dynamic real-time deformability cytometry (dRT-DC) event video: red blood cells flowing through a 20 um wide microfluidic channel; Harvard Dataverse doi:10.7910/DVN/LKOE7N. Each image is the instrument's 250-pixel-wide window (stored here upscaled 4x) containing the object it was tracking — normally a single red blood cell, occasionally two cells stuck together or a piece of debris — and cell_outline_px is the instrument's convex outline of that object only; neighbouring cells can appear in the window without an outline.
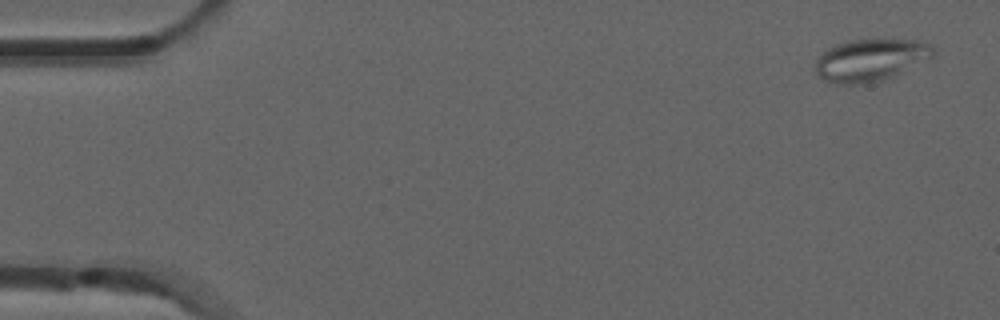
{"species": "common noctule bat (a hibernating species)", "species_latin": "Nyctalus noctula", "temperature_condition": "room temperature", "stored_images_in_passage": 6, "camera_frame_rate_fps": 3000, "um_per_image_px": 0.085, "animal": {"sex": "male", "forearm_length_mm": 52.5}, "frame": {"image": 1, "passage_image": 1, "time_ms": 0.0, "image_size_px": [1000, 320], "cell_outline_px": [[936, 52], [932, 56], [892, 76], [880, 80], [864, 84], [836, 84], [824, 80], [816, 76], [816, 60], [820, 52], [836, 44], [848, 40], [924, 40]], "centroid_in_image_um": [73.91, 5.1], "position_along_channel_um": 11.1, "area_um2": 28.73}}